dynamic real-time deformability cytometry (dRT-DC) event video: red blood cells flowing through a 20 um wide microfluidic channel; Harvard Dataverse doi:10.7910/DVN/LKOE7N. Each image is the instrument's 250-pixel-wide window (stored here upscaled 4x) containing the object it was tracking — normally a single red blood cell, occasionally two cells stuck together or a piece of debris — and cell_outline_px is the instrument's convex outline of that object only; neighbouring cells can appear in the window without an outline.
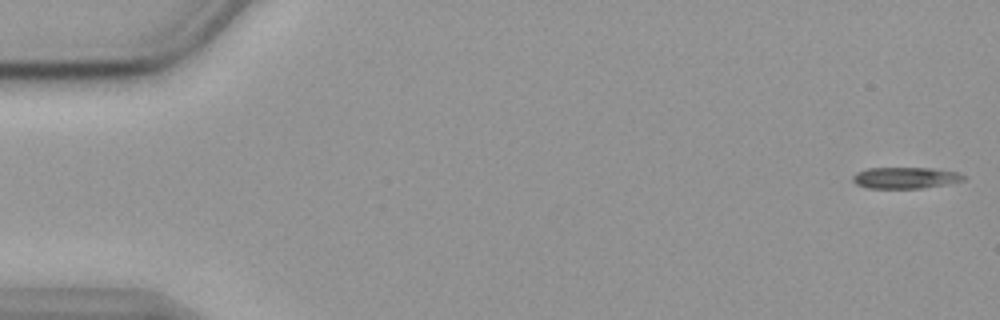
{"species": "common noctule bat (a hibernating species)", "species_latin": "Nyctalus noctula", "temperature_condition": "cold", "stored_images_in_passage": 55, "camera_frame_rate_fps": 3000, "um_per_image_px": 0.085, "animal": {"sex": "female", "body_mass_g": 19.9}, "frame": {"image": 1, "passage_image": 1, "time_ms": 0.0, "image_size_px": [1000, 320], "cell_outline_px": [[964, 180], [924, 188], [868, 188], [856, 184], [852, 180], [852, 176], [856, 172], [868, 168], [932, 168], [956, 172], [964, 176]], "centroid_in_image_um": [76.89, 15.11], "position_along_channel_um": 8.1, "area_um2": 13.64}}
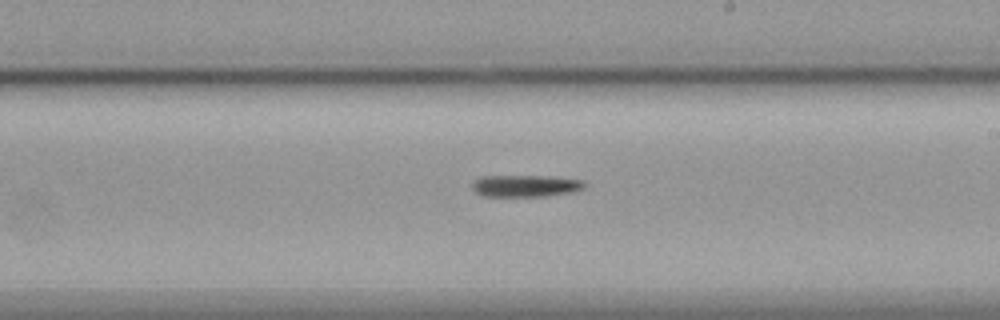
{"frame": {"image": 2, "passage_image": 32, "time_ms": 10.333, "image_size_px": [1000, 320], "cell_outline_px": [[588, 184], [584, 188], [572, 192], [544, 196], [484, 196], [476, 192], [472, 188], [472, 184], [480, 176], [552, 176], [584, 180]], "centroid_in_image_um": [44.72, 15.79], "position_along_channel_um": 244.3, "area_um2": 14.39}}
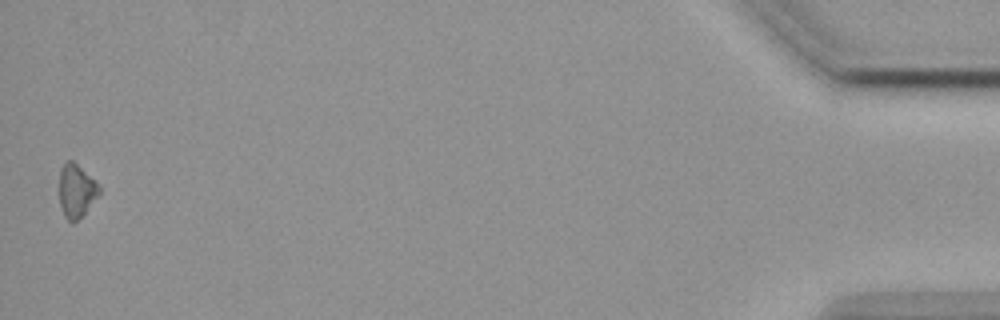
{"frame": {"image": 3, "passage_image": 55, "time_ms": 18.0, "image_size_px": [1000, 320], "cell_outline_px": [[100, 192], [84, 212], [72, 224], [64, 216], [60, 204], [60, 168], [68, 160], [72, 160], [100, 188]], "centroid_in_image_um": [6.44, 16.23], "position_along_channel_um": 428.8, "area_um2": 11.73}}